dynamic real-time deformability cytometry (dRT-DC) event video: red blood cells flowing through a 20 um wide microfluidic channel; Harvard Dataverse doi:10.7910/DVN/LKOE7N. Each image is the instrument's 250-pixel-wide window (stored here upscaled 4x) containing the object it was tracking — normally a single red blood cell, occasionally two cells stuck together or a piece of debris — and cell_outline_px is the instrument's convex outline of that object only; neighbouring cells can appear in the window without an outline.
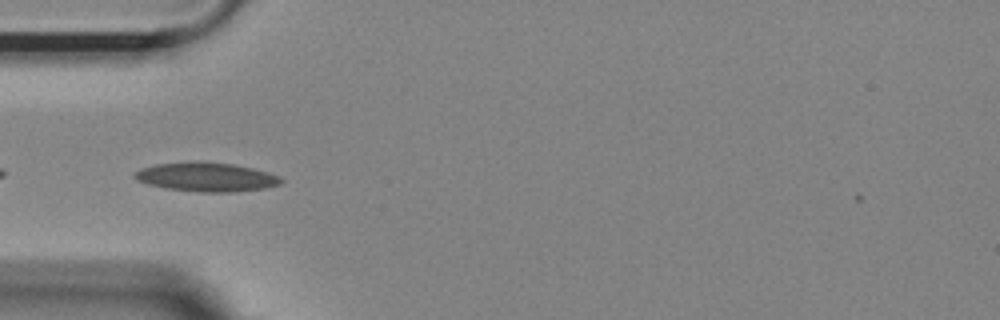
{"species": "Egyptian fruit bat (a non-hibernating species)", "species_latin": "Rousettus aegyptiacus", "temperature_condition": "room temperature", "stored_images_in_passage": 40, "camera_frame_rate_fps": 3000, "um_per_image_px": 0.085, "animal": {"sex": "female"}, "frame": {"image": 1, "passage_image": 2, "time_ms": 0.333, "image_size_px": [1000, 320], "cell_outline_px": [[284, 180], [280, 184], [264, 188], [232, 192], [200, 192], [164, 188], [148, 184], [136, 180], [132, 176], [136, 172], [144, 168], [156, 164], [192, 160], [200, 160], [232, 164], [252, 168], [268, 172], [280, 176]], "centroid_in_image_um": [17.54, 15.03], "position_along_channel_um": 67.5, "area_um2": 24.97}}
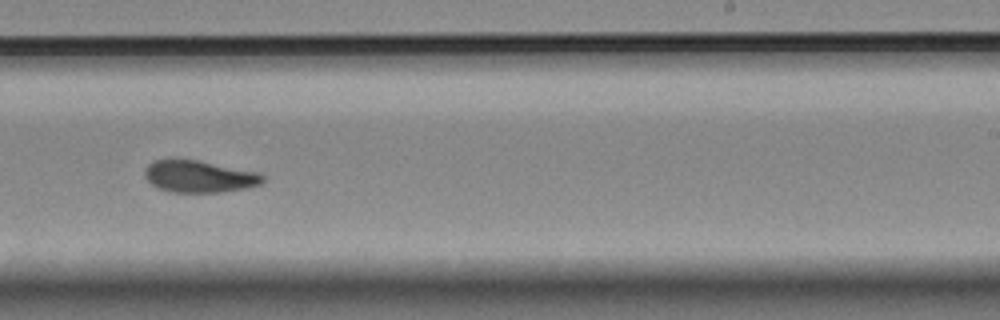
{"frame": {"image": 2, "passage_image": 19, "time_ms": 6.0, "image_size_px": [1000, 320], "cell_outline_px": [[264, 180], [260, 184], [248, 188], [220, 192], [172, 192], [156, 188], [144, 176], [144, 168], [152, 160], [200, 160], [260, 172], [264, 176]], "centroid_in_image_um": [16.94, 15.0], "position_along_channel_um": 272.1, "area_um2": 22.2}}
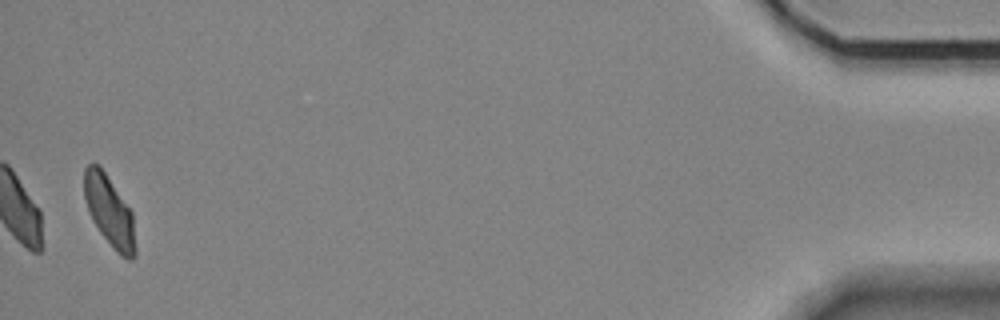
{"frame": {"image": 3, "passage_image": 39, "time_ms": 12.667, "image_size_px": [1000, 320], "cell_outline_px": [[136, 256], [132, 260], [128, 260], [120, 256], [116, 252], [100, 232], [92, 220], [84, 196], [84, 168], [88, 164], [100, 164], [132, 212], [136, 248]], "centroid_in_image_um": [9.31, 17.97], "position_along_channel_um": 425.9, "area_um2": 21.15}}